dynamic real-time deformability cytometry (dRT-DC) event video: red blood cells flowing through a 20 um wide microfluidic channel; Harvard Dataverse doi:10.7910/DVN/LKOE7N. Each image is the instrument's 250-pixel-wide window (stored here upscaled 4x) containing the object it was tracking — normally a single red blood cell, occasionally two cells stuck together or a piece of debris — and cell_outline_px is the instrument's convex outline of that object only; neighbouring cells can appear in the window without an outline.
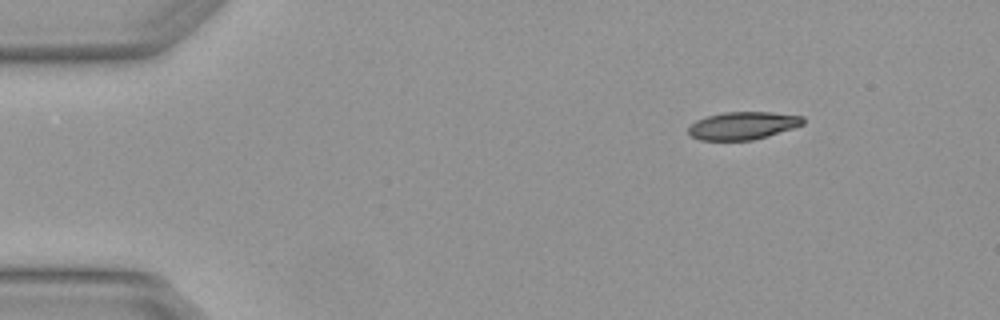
{"species": "Egyptian fruit bat (a non-hibernating species)", "species_latin": "Rousettus aegyptiacus", "temperature_condition": "warm", "stored_images_in_passage": 3, "segment_of_instrument_passage": [2, 2], "camera_frame_rate_fps": 3000, "um_per_image_px": 0.085, "animal": {"sex": "female"}, "frame": {"image": 1, "passage_image": 3, "time_ms": 0.667, "image_size_px": [1000, 320], "cell_outline_px": [[804, 124], [768, 136], [752, 140], [700, 140], [692, 136], [688, 132], [688, 128], [696, 120], [708, 116], [724, 112], [772, 112], [804, 116]], "centroid_in_image_um": [63.16, 10.67], "position_along_channel_um": 21.8, "area_um2": 18.44}}